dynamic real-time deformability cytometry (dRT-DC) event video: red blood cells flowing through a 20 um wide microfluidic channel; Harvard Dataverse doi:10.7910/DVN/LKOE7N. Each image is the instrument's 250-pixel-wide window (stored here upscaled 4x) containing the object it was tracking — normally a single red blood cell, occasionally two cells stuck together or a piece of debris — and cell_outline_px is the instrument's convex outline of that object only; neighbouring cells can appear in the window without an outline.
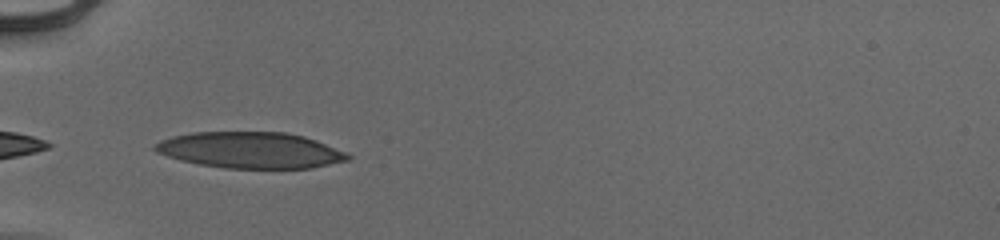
{"species": "human", "species_latin": "Homo sapiens", "temperature_condition": "cold", "stored_images_in_passage": 31, "camera_frame_rate_fps": 3000, "um_per_image_px": 0.085, "donor": {"sex": "male"}, "frame": {"image": 1, "passage_image": 1, "time_ms": 0.0, "image_size_px": [1000, 240], "cell_outline_px": [[352, 156], [348, 160], [312, 168], [224, 168], [200, 164], [180, 160], [156, 152], [152, 148], [152, 144], [160, 140], [172, 136], [192, 132], [284, 132], [304, 136], [316, 140], [344, 152]], "centroid_in_image_um": [21.24, 12.76], "position_along_channel_um": 63.8, "area_um2": 40.58}}
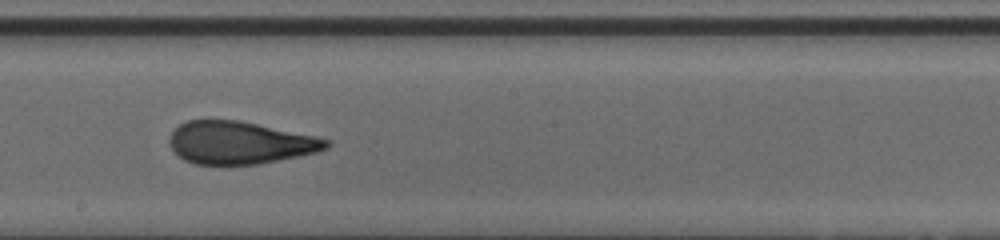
{"frame": {"image": 2, "passage_image": 14, "time_ms": 4.333, "image_size_px": [1000, 240], "cell_outline_px": [[332, 144], [328, 148], [316, 152], [256, 164], [196, 164], [184, 160], [172, 148], [168, 140], [168, 136], [180, 124], [188, 120], [240, 120], [316, 136], [332, 140]], "centroid_in_image_um": [20.4, 12.11], "position_along_channel_um": 227.8, "area_um2": 38.73}}
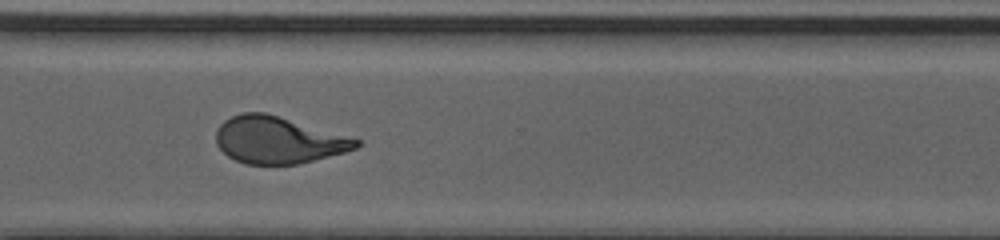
{"frame": {"image": 3, "passage_image": 23, "time_ms": 7.333, "image_size_px": [1000, 240], "cell_outline_px": [[360, 144], [356, 148], [344, 152], [296, 164], [248, 164], [236, 160], [228, 156], [216, 144], [216, 128], [224, 120], [232, 116], [244, 112], [264, 112], [360, 140]], "centroid_in_image_um": [23.58, 11.9], "position_along_channel_um": 347.0, "area_um2": 37.63}, "authors_computed_cell_mechanics": {"area_um2": 39.3618, "velocity_mm_per_s": 3.9635, "shape_relaxation_time_tau1_ms": 7.2254, "shape_relaxation_time_tau2_ms": 1.3078, "deformation_change_tau1": 0.2385, "deformation_change_tau2": 0.1015}}